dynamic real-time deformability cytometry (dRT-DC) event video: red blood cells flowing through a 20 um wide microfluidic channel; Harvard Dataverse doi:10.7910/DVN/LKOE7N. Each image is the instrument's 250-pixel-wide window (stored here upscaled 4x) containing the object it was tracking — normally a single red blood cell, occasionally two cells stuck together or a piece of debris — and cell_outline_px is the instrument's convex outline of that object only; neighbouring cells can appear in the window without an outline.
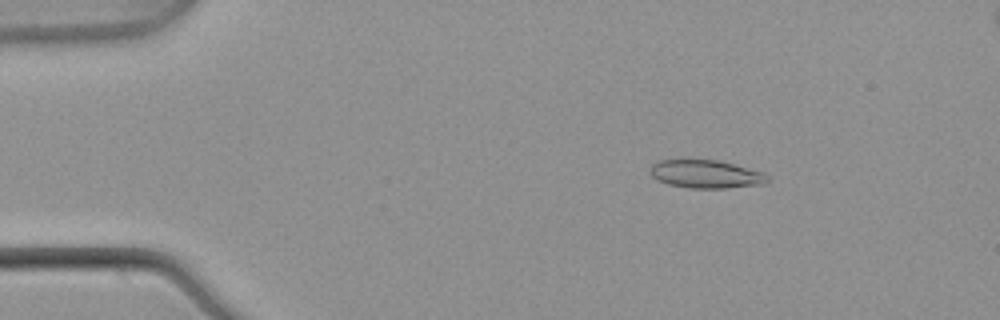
{"species": "common noctule bat (a hibernating species)", "species_latin": "Nyctalus noctula", "temperature_condition": "warm", "stored_images_in_passage": 55, "segment_of_instrument_passage": [1, 2], "camera_frame_rate_fps": 3000, "um_per_image_px": 0.085, "animal": {"sex": "male", "body_mass_g": 21.5, "forearm_length_mm": 52.0}, "frame": {"image": 1, "passage_image": 9, "time_ms": 2.667, "image_size_px": [1000, 320], "cell_outline_px": [[768, 180], [764, 184], [728, 188], [688, 188], [668, 184], [656, 180], [648, 172], [652, 164], [656, 160], [680, 156], [688, 156], [720, 160], [764, 172], [768, 176]], "centroid_in_image_um": [59.9, 14.73], "position_along_channel_um": 25.1, "area_um2": 20.52}}
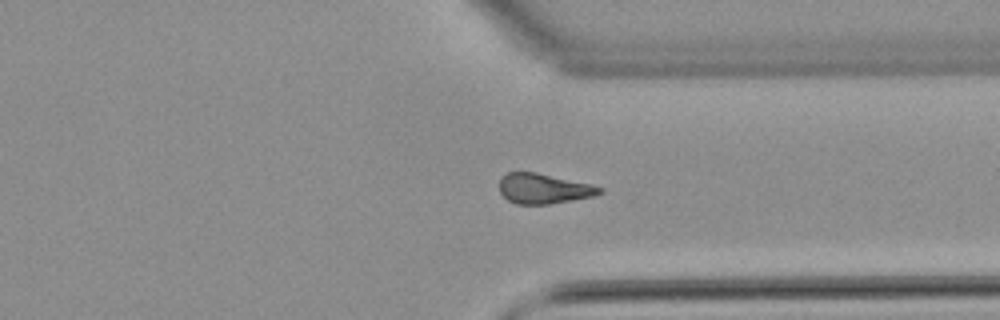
{"frame": {"image": 2, "passage_image": 41, "time_ms": 13.333, "image_size_px": [1000, 320], "cell_outline_px": [[604, 192], [596, 196], [548, 204], [516, 204], [508, 200], [500, 192], [500, 176], [508, 172], [536, 172], [588, 184], [604, 188]], "centroid_in_image_um": [46.2, 16.03], "position_along_channel_um": 365.2, "area_um2": 17.51}}
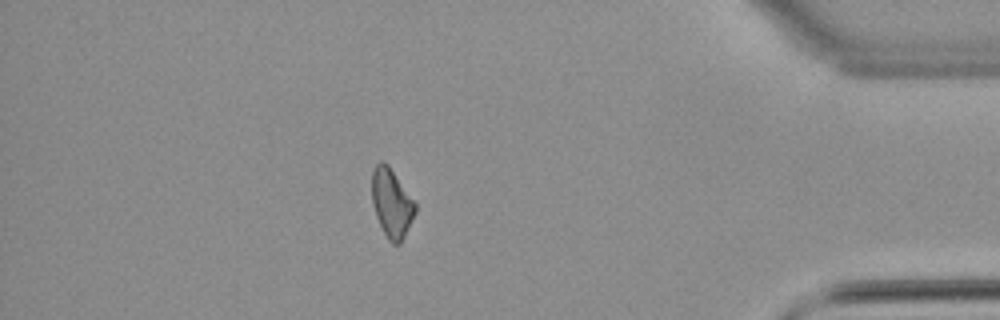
{"frame": {"image": 3, "passage_image": 47, "time_ms": 15.333, "image_size_px": [1000, 320], "cell_outline_px": [[416, 212], [400, 244], [392, 244], [388, 240], [376, 216], [372, 204], [372, 172], [376, 164], [380, 160], [384, 160], [388, 164], [416, 204]], "centroid_in_image_um": [33.27, 17.25], "position_along_channel_um": 401.9, "area_um2": 17.22}}